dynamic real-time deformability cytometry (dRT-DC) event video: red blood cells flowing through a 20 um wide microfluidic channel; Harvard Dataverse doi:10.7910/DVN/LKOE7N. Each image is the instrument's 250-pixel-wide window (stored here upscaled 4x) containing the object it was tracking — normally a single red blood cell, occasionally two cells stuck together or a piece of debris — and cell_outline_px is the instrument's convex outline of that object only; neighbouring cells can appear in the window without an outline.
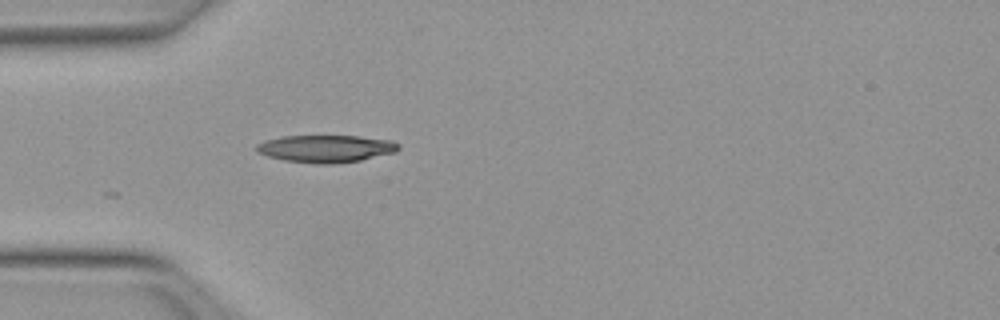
{"species": "Egyptian fruit bat (a non-hibernating species)", "species_latin": "Rousettus aegyptiacus", "temperature_condition": "warm", "stored_images_in_passage": 7, "camera_frame_rate_fps": 3000, "um_per_image_px": 0.085, "animal": {"sex": "female"}, "frame": {"image": 1, "passage_image": 1, "time_ms": 0.0, "image_size_px": [1000, 320], "cell_outline_px": [[400, 148], [396, 152], [360, 160], [336, 164], [316, 164], [284, 160], [268, 156], [256, 152], [256, 144], [264, 140], [280, 136], [360, 136], [392, 140], [400, 144]], "centroid_in_image_um": [27.7, 12.63], "position_along_channel_um": 57.3, "area_um2": 22.89}}
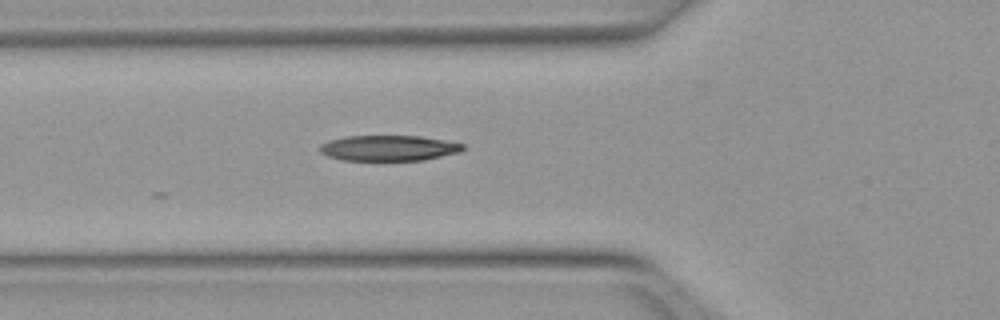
{"frame": {"image": 2, "passage_image": 4, "time_ms": 1.0, "image_size_px": [1000, 320], "cell_outline_px": [[464, 148], [460, 152], [424, 160], [344, 160], [328, 156], [320, 152], [320, 144], [328, 140], [344, 136], [420, 136], [444, 140], [464, 144]], "centroid_in_image_um": [33.02, 12.58], "position_along_channel_um": 92.8, "area_um2": 21.27}}
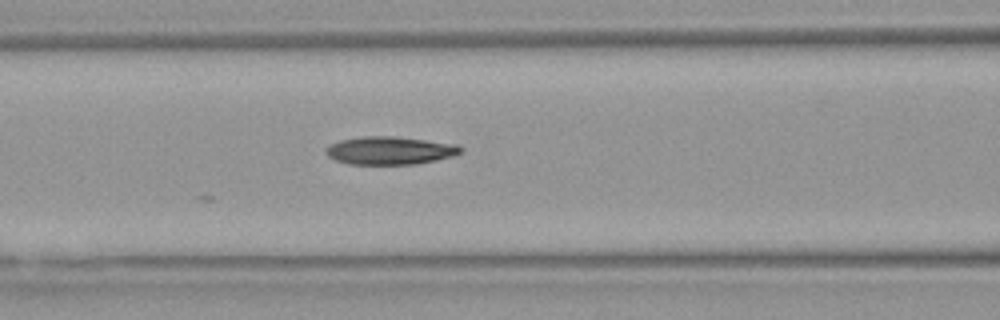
{"frame": {"image": 3, "passage_image": 7, "time_ms": 2.0, "image_size_px": [1000, 320], "cell_outline_px": [[464, 148], [460, 152], [452, 156], [436, 160], [416, 164], [348, 164], [336, 160], [328, 156], [324, 152], [324, 148], [340, 140], [364, 136], [396, 136], [460, 144]], "centroid_in_image_um": [33.16, 12.79], "position_along_channel_um": 133.4, "area_um2": 22.14}}